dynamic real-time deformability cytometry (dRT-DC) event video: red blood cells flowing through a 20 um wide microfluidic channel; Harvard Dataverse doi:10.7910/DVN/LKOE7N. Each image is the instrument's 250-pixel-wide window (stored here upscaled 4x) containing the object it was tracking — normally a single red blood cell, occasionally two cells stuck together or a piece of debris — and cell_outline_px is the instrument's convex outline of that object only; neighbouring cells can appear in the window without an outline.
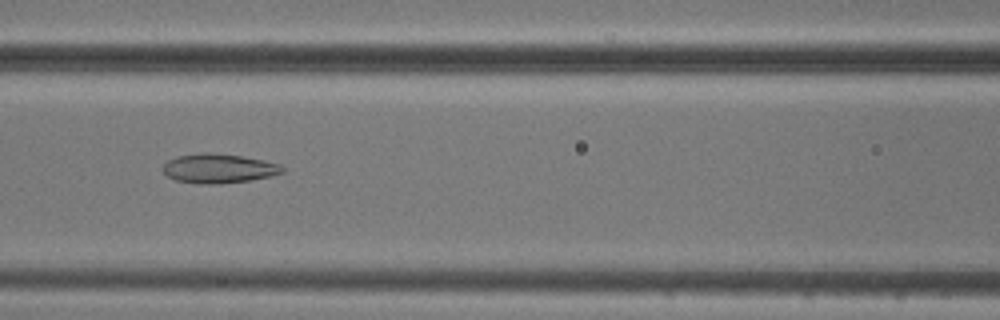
{"species": "common noctule bat (a hibernating species)", "species_latin": "Nyctalus noctula", "temperature_condition": "cold", "stored_images_in_passage": 7, "camera_frame_rate_fps": 3000, "um_per_image_px": 0.085, "animal": {"sex": "male", "body_mass_g": 20.5, "forearm_length_mm": 52.5}, "frame": {"image": 1, "passage_image": 7, "time_ms": 6.667, "image_size_px": [1000, 320], "cell_outline_px": [[284, 172], [272, 176], [248, 180], [220, 184], [196, 184], [176, 180], [168, 176], [160, 168], [168, 160], [176, 156], [200, 152], [212, 152], [240, 156], [264, 160], [280, 164], [284, 168]], "centroid_in_image_um": [18.56, 14.31], "position_along_channel_um": 148.0, "area_um2": 20.63}}